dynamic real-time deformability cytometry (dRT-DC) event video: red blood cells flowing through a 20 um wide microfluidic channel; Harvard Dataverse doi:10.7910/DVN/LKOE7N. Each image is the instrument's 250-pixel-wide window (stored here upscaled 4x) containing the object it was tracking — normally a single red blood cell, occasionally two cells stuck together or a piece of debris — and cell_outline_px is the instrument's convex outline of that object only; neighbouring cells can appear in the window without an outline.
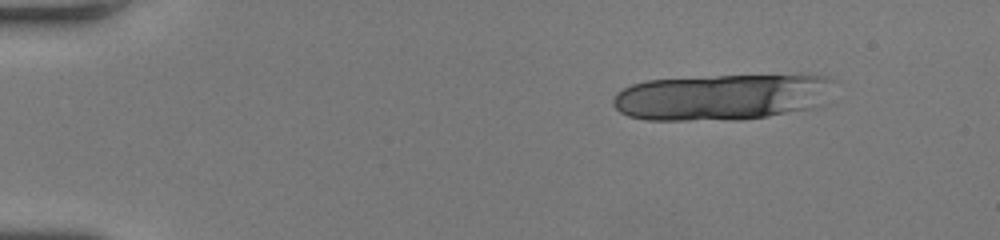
{"species": "human", "species_latin": "Homo sapiens", "temperature_condition": "room temperature", "stored_images_in_passage": 19, "camera_frame_rate_fps": 3000, "um_per_image_px": 0.085, "donor": {"sex": "female"}, "frame": {"image": 1, "passage_image": 7, "time_ms": 2.0, "image_size_px": [1000, 240], "cell_outline_px": [[836, 80], [808, 108], [768, 116], [740, 120], [644, 120], [628, 116], [620, 112], [612, 104], [612, 100], [616, 92], [632, 84], [648, 80], [716, 76], [828, 76]], "centroid_in_image_um": [61.15, 8.26], "position_along_channel_um": 23.8, "area_um2": 58.2}}